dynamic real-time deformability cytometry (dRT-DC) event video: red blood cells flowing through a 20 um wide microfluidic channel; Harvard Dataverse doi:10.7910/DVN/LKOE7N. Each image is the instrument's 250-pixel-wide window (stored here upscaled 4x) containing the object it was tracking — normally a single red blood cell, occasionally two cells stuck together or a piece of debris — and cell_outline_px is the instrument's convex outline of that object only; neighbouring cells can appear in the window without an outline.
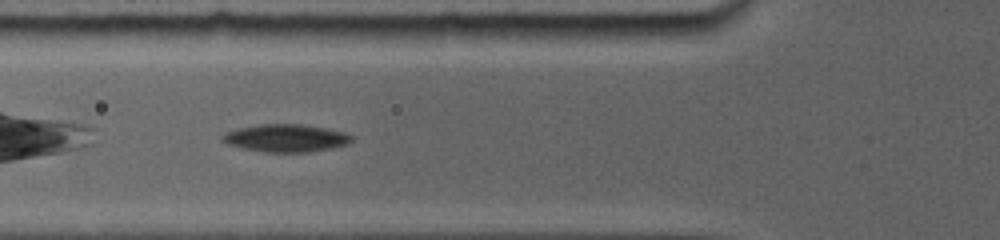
{"species": "common noctule bat (a hibernating species)", "species_latin": "Nyctalus noctula", "temperature_condition": "room temperature", "stored_images_in_passage": 14, "camera_frame_rate_fps": 5000, "um_per_image_px": 0.085, "animal": {"sex": "female", "body_mass_g": 19.0, "forearm_length_mm": 56.7}, "frame": {"image": 1, "passage_image": 3, "time_ms": 1.2, "image_size_px": [1000, 240], "cell_outline_px": [[352, 140], [344, 144], [328, 148], [308, 152], [268, 152], [228, 144], [224, 140], [224, 136], [228, 132], [240, 128], [260, 124], [296, 124], [320, 128], [340, 132], [352, 136]], "centroid_in_image_um": [24.29, 11.74], "position_along_channel_um": 101.5, "area_um2": 19.71}}
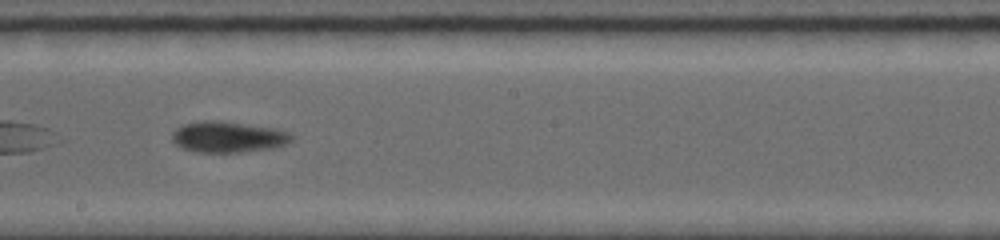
{"frame": {"image": 2, "passage_image": 8, "time_ms": 4.6, "image_size_px": [1000, 240], "cell_outline_px": [[292, 140], [284, 144], [272, 148], [240, 152], [196, 152], [180, 148], [172, 140], [172, 132], [176, 128], [184, 124], [204, 120], [220, 120], [272, 128], [288, 132], [292, 136]], "centroid_in_image_um": [19.32, 11.64], "position_along_channel_um": 228.9, "area_um2": 21.5}}
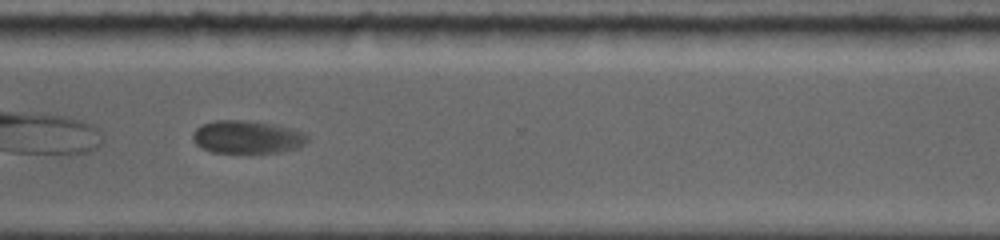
{"frame": {"image": 3, "passage_image": 13, "time_ms": 7.8, "image_size_px": [1000, 240], "cell_outline_px": [[308, 140], [304, 144], [296, 148], [280, 152], [212, 152], [196, 144], [192, 140], [192, 132], [200, 124], [216, 120], [244, 120], [272, 124], [292, 128], [304, 132], [308, 136]], "centroid_in_image_um": [20.99, 11.63], "position_along_channel_um": 349.6, "area_um2": 21.96}}